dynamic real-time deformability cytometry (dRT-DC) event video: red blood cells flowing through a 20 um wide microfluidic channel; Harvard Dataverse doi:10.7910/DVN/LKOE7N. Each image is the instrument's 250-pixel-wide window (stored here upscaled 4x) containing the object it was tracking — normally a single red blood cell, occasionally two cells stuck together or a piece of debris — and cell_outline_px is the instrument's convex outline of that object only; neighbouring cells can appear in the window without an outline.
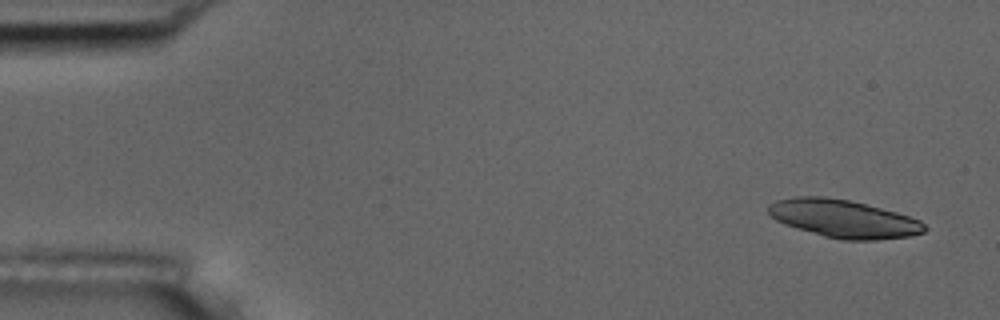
{"species": "common noctule bat (a hibernating species)", "species_latin": "Nyctalus noctula", "temperature_condition": "room temperature", "stored_images_in_passage": 6, "segment_of_instrument_passage": [1, 2], "camera_frame_rate_fps": 3000, "um_per_image_px": 0.085, "animal": {"sex": "male", "body_mass_g": 17.5, "forearm_length_mm": 52.3}, "frame": {"image": 1, "passage_image": 1, "time_ms": 0.0, "image_size_px": [1000, 320], "cell_outline_px": [[928, 228], [924, 232], [908, 236], [876, 240], [844, 240], [824, 236], [784, 224], [776, 220], [768, 212], [768, 204], [776, 200], [792, 196], [824, 196], [848, 200], [896, 212], [920, 220]], "centroid_in_image_um": [71.68, 18.58], "position_along_channel_um": 13.3, "area_um2": 34.33}}